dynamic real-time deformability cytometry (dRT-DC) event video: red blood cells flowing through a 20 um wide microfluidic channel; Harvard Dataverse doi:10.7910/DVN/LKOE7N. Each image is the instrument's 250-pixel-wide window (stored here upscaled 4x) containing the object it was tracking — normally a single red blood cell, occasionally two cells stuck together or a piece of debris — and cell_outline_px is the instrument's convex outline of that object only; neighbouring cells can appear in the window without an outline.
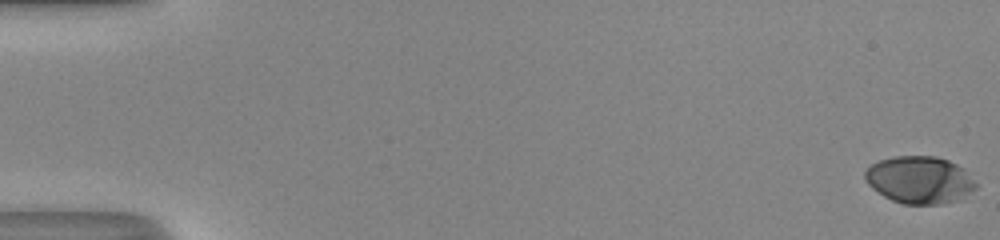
{"species": "human", "species_latin": "Homo sapiens", "temperature_condition": "room temperature", "stored_images_in_passage": 33, "camera_frame_rate_fps": 3000, "um_per_image_px": 0.085, "donor": {"sex": "male"}, "frame": {"image": 1, "passage_image": 1, "time_ms": 0.0, "image_size_px": [1000, 240], "cell_outline_px": [[976, 188], [956, 200], [944, 204], [904, 204], [892, 200], [884, 196], [872, 188], [868, 184], [864, 176], [864, 172], [872, 164], [880, 160], [896, 156], [936, 156], [948, 160], [964, 168], [976, 184]], "centroid_in_image_um": [78.15, 15.28], "position_along_channel_um": 6.9, "area_um2": 30.35}}
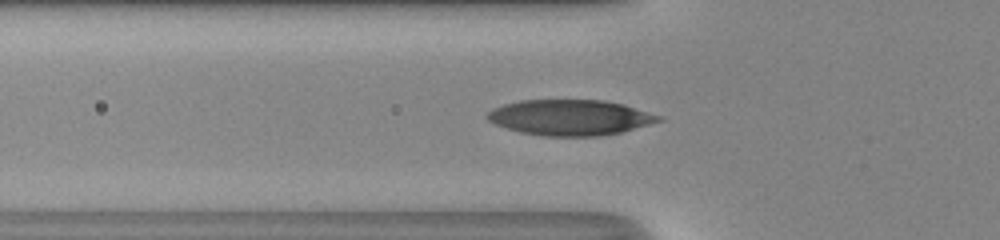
{"frame": {"image": 2, "passage_image": 20, "time_ms": 6.333, "image_size_px": [1000, 240], "cell_outline_px": [[664, 120], [620, 132], [600, 136], [544, 136], [520, 132], [496, 124], [488, 120], [484, 116], [492, 108], [504, 104], [520, 100], [604, 100], [624, 104], [660, 116]], "centroid_in_image_um": [48.43, 9.98], "position_along_channel_um": 77.4, "area_um2": 35.43}}
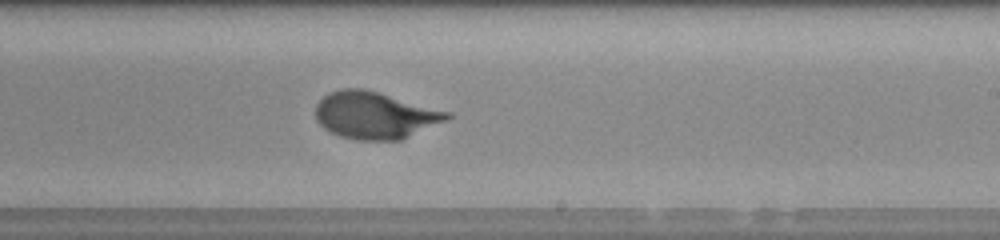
{"frame": {"image": 3, "passage_image": 33, "time_ms": 10.667, "image_size_px": [1000, 240], "cell_outline_px": [[452, 116], [448, 120], [400, 140], [356, 140], [340, 136], [324, 128], [316, 120], [316, 104], [328, 92], [340, 88], [364, 88], [452, 112]], "centroid_in_image_um": [31.88, 9.78], "position_along_channel_um": 257.1, "area_um2": 36.24}}